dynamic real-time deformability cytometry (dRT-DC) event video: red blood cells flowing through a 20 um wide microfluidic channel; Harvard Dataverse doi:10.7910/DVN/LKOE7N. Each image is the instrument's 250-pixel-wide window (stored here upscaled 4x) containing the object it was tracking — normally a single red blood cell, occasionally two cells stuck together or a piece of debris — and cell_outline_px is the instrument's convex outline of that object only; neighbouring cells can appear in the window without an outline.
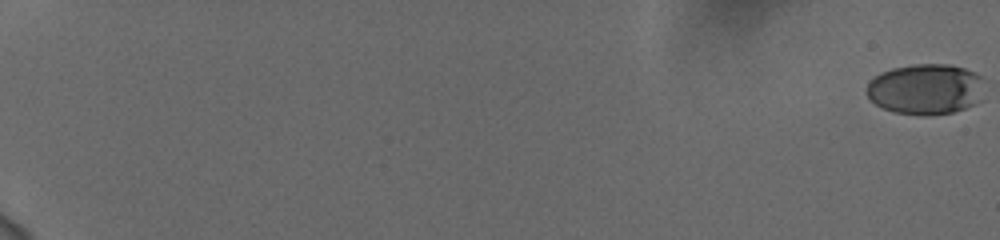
{"species": "human", "species_latin": "Homo sapiens", "temperature_condition": "cold", "stored_images_in_passage": 60, "camera_frame_rate_fps": 3000, "um_per_image_px": 0.085, "donor": {"sex": "female"}, "frame": {"image": 1, "passage_image": 1, "time_ms": 0.0, "image_size_px": [1000, 240], "cell_outline_px": [[980, 76], [972, 104], [964, 108], [952, 112], [896, 112], [884, 108], [876, 104], [868, 96], [868, 84], [880, 72], [892, 68], [916, 64], [948, 64], [964, 68], [976, 72]], "centroid_in_image_um": [78.57, 7.51], "position_along_channel_um": 6.4, "area_um2": 32.71}}
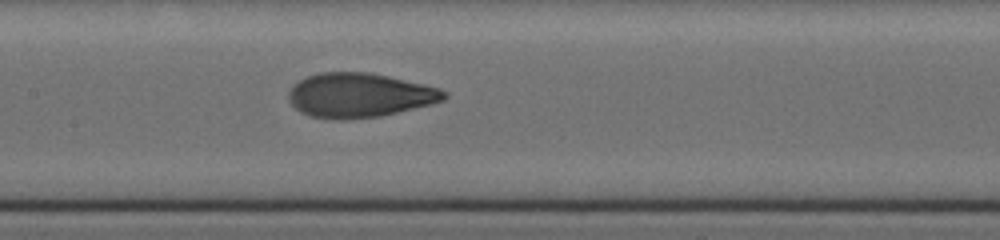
{"frame": {"image": 2, "passage_image": 34, "time_ms": 11.0, "image_size_px": [1000, 240], "cell_outline_px": [[448, 96], [444, 100], [432, 104], [380, 116], [344, 120], [340, 120], [312, 116], [300, 112], [288, 100], [288, 92], [292, 84], [308, 76], [320, 72], [372, 72], [424, 84], [440, 88], [448, 92]], "centroid_in_image_um": [30.57, 8.09], "position_along_channel_um": 176.8, "area_um2": 40.4}}
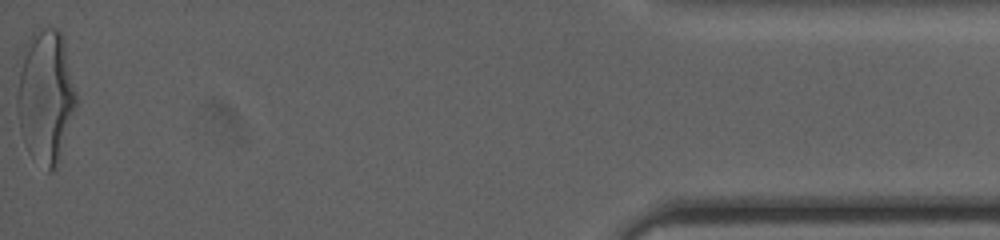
{"frame": {"image": 3, "passage_image": 60, "time_ms": 19.667, "image_size_px": [1000, 240], "cell_outline_px": [[76, 104], [60, 160], [56, 168], [52, 172], [48, 172], [24, 140], [20, 132], [16, 108], [16, 96], [24, 44], [32, 32], [44, 28], [56, 28], [64, 36], [76, 92]], "centroid_in_image_um": [3.89, 8.13], "position_along_channel_um": 431.3, "area_um2": 45.66}, "authors_computed_cell_mechanics": {"area_um2": 38.6971, "velocity_mm_per_s": 3.7644, "shape_relaxation_time_tau1_ms": 4.3267, "shape_relaxation_time_tau2_ms": 0.9815, "deformation_change_tau1": 0.2049, "deformation_change_tau2": 0.0731}}